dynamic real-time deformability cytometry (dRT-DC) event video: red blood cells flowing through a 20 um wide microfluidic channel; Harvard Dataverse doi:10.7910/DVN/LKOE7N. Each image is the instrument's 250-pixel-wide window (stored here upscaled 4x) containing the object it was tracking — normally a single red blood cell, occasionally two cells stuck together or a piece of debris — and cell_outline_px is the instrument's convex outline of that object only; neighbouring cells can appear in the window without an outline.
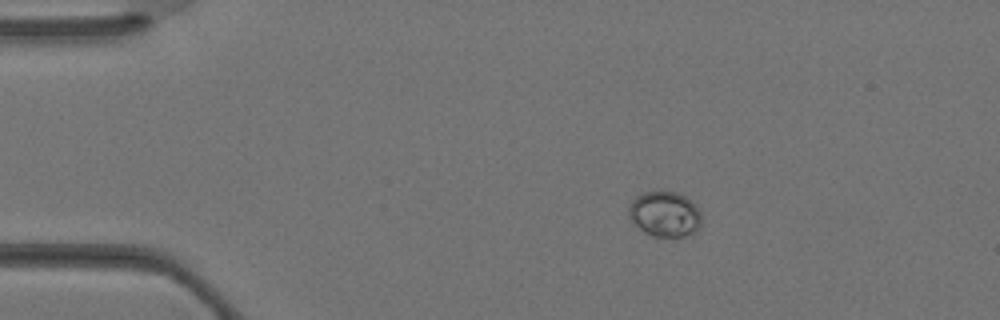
{"species": "Egyptian fruit bat (a non-hibernating species)", "species_latin": "Rousettus aegyptiacus", "temperature_condition": "warm", "stored_images_in_passage": 2, "camera_frame_rate_fps": 3000, "um_per_image_px": 0.085, "animal": {"sex": "female"}, "frame": {"image": 1, "passage_image": 1, "time_ms": 0.0, "image_size_px": [1000, 320], "cell_outline_px": [[700, 224], [696, 232], [684, 236], [652, 236], [644, 232], [628, 216], [628, 208], [632, 200], [636, 196], [644, 192], [676, 192], [692, 200], [696, 204], [700, 212]], "centroid_in_image_um": [56.51, 18.19], "position_along_channel_um": 28.5, "area_um2": 19.13}}